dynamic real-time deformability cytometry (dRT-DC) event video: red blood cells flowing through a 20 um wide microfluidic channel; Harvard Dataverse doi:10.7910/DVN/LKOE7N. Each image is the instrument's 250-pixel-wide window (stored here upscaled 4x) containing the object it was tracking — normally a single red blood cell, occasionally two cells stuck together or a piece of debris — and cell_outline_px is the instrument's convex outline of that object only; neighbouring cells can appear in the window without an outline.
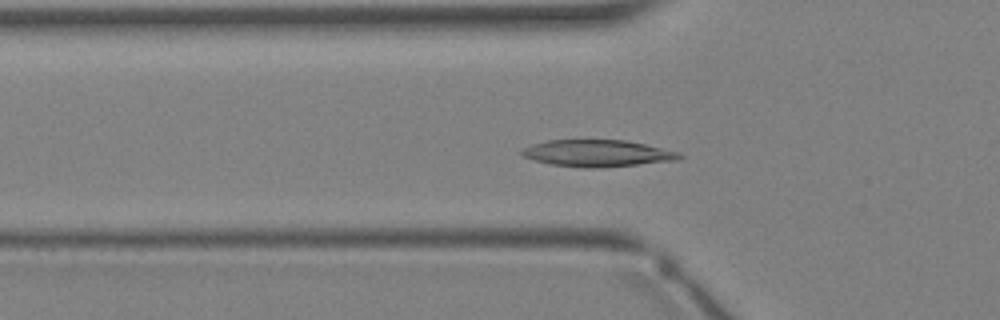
{"species": "Egyptian fruit bat (a non-hibernating species)", "species_latin": "Rousettus aegyptiacus", "temperature_condition": "warm", "stored_images_in_passage": 25, "camera_frame_rate_fps": 3000, "um_per_image_px": 0.085, "animal": {"sex": "female"}, "frame": {"image": 1, "passage_image": 2, "time_ms": 0.333, "image_size_px": [1000, 320], "cell_outline_px": [[684, 156], [676, 160], [596, 168], [584, 168], [552, 164], [532, 160], [520, 156], [520, 152], [524, 148], [532, 144], [548, 140], [624, 140], [644, 144], [680, 152]], "centroid_in_image_um": [50.73, 13.03], "position_along_channel_um": 75.1, "area_um2": 24.45}}
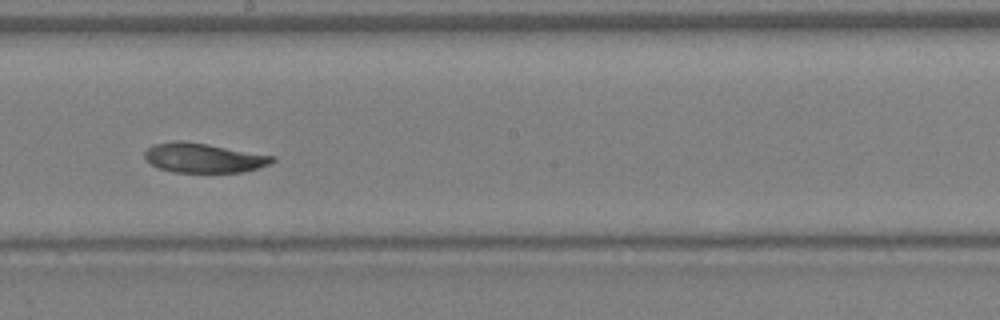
{"frame": {"image": 2, "passage_image": 10, "time_ms": 3.0, "image_size_px": [1000, 320], "cell_outline_px": [[276, 160], [268, 164], [244, 172], [172, 172], [160, 168], [152, 164], [144, 156], [144, 152], [148, 148], [156, 144], [176, 140], [180, 140], [208, 144], [276, 156]], "centroid_in_image_um": [17.33, 13.41], "position_along_channel_um": 230.9, "area_um2": 21.79}}
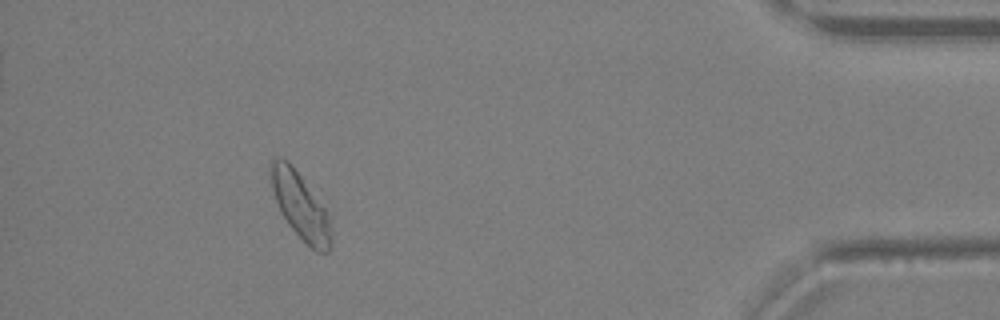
{"frame": {"image": 3, "passage_image": 22, "time_ms": 7.0, "image_size_px": [1000, 320], "cell_outline_px": [[332, 248], [328, 252], [316, 252], [288, 224], [280, 212], [272, 188], [268, 172], [268, 164], [276, 156], [280, 156], [288, 160], [292, 164], [324, 208], [328, 220], [332, 236]], "centroid_in_image_um": [25.48, 17.44], "position_along_channel_um": 409.7, "area_um2": 23.24}}